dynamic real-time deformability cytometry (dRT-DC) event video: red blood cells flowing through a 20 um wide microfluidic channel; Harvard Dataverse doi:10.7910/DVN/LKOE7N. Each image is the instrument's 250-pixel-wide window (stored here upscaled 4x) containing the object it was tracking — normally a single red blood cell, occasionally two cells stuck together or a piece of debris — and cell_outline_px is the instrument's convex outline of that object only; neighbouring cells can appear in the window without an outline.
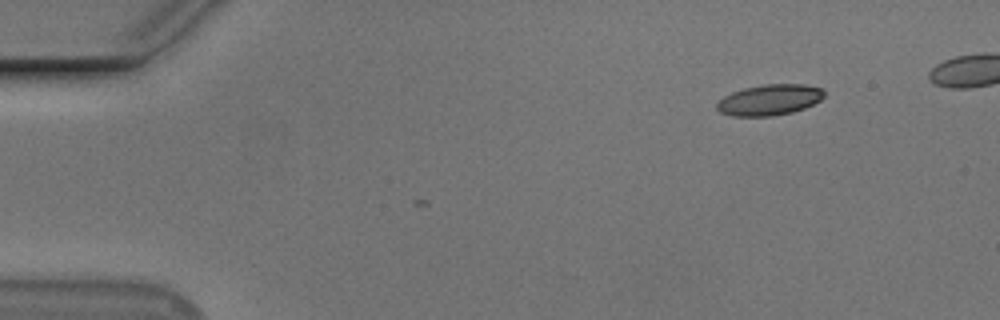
{"species": "Egyptian fruit bat (a non-hibernating species)", "species_latin": "Rousettus aegyptiacus", "temperature_condition": "cold", "stored_images_in_passage": 3, "camera_frame_rate_fps": 3000, "um_per_image_px": 0.085, "animal": {"sex": "male"}, "frame": {"image": 1, "passage_image": 1, "time_ms": 0.0, "image_size_px": [1000, 320], "cell_outline_px": [[824, 96], [820, 100], [804, 108], [792, 112], [772, 116], [732, 116], [720, 112], [716, 108], [716, 104], [724, 96], [732, 92], [744, 88], [764, 84], [804, 84], [824, 88]], "centroid_in_image_um": [65.41, 8.48], "position_along_channel_um": 19.6, "area_um2": 19.31}}